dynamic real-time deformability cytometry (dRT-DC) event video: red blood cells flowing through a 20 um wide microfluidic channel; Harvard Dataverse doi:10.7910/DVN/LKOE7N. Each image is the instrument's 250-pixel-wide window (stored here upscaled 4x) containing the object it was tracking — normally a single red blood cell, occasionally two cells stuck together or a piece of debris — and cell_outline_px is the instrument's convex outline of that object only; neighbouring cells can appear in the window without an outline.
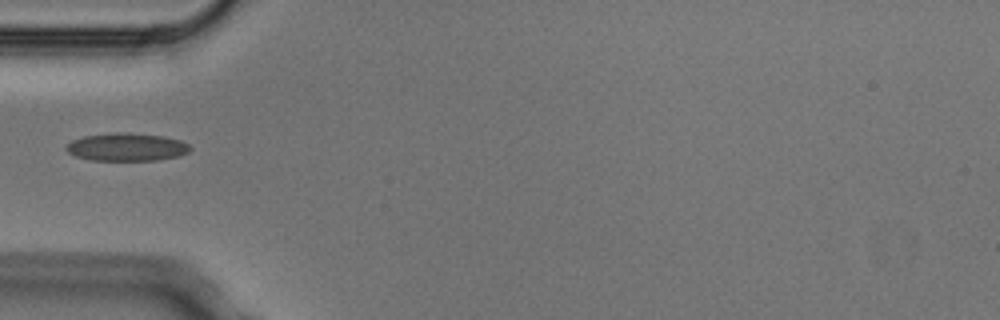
{"species": "Egyptian fruit bat (a non-hibernating species)", "species_latin": "Rousettus aegyptiacus", "temperature_condition": "cold", "stored_images_in_passage": 4, "camera_frame_rate_fps": 3000, "um_per_image_px": 0.085, "animal": {"sex": "male"}, "frame": {"image": 1, "passage_image": 3, "time_ms": 0.667, "image_size_px": [1000, 320], "cell_outline_px": [[192, 148], [188, 152], [180, 156], [156, 160], [92, 160], [76, 156], [68, 152], [64, 148], [72, 140], [84, 136], [116, 132], [128, 132], [164, 136], [180, 140], [188, 144]], "centroid_in_image_um": [10.79, 12.49], "position_along_channel_um": 74.2, "area_um2": 20.17}}